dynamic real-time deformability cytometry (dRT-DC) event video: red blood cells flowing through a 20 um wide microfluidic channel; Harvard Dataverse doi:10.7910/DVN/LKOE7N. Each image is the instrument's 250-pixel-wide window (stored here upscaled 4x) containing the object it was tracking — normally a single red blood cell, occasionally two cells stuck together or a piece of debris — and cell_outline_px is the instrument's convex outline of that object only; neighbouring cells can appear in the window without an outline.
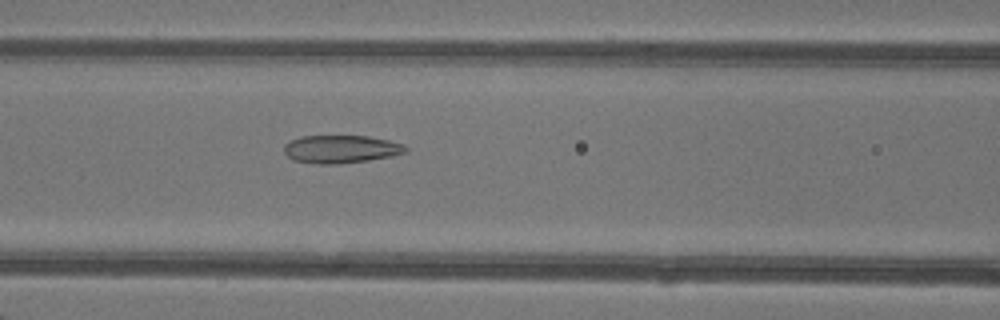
{"species": "common noctule bat (a hibernating species)", "species_latin": "Nyctalus noctula", "temperature_condition": "warm", "stored_images_in_passage": 49, "camera_frame_rate_fps": 3000, "um_per_image_px": 0.085, "animal": {"sex": "female"}, "frame": {"image": 1, "passage_image": 22, "time_ms": 7.0, "image_size_px": [1000, 320], "cell_outline_px": [[408, 152], [368, 160], [340, 164], [316, 164], [292, 160], [284, 152], [284, 144], [300, 136], [368, 136], [388, 140], [404, 144], [408, 148]], "centroid_in_image_um": [28.97, 12.68], "position_along_channel_um": 137.6, "area_um2": 19.83}}
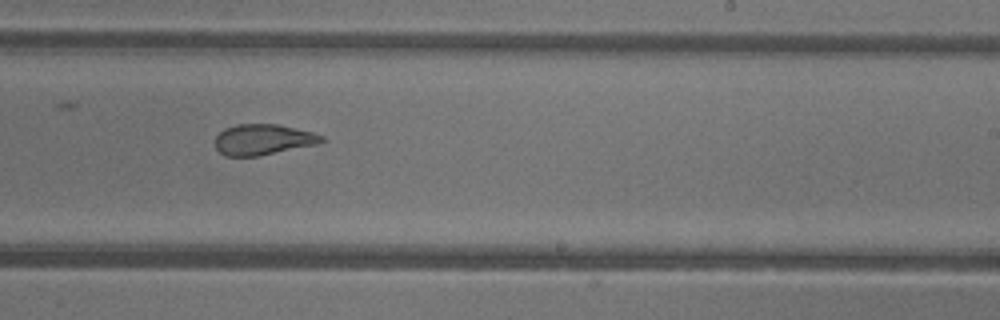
{"frame": {"image": 2, "passage_image": 31, "time_ms": 10.0, "image_size_px": [1000, 320], "cell_outline_px": [[324, 140], [316, 144], [256, 156], [224, 156], [216, 148], [216, 136], [224, 128], [236, 124], [276, 124], [312, 132], [324, 136]], "centroid_in_image_um": [22.32, 11.85], "position_along_channel_um": 266.7, "area_um2": 18.79}}
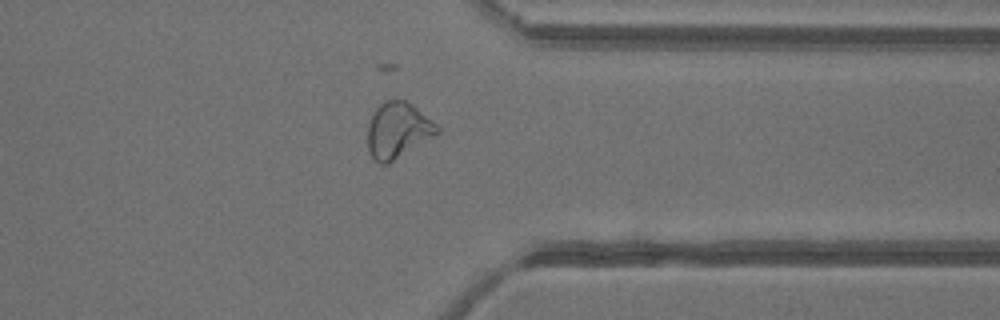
{"frame": {"image": 3, "passage_image": 39, "time_ms": 12.667, "image_size_px": [1000, 320], "cell_outline_px": [[440, 132], [436, 136], [388, 164], [380, 164], [372, 156], [368, 148], [368, 124], [372, 112], [380, 104], [388, 100], [404, 100], [412, 104], [436, 124], [440, 128]], "centroid_in_image_um": [33.83, 11.08], "position_along_channel_um": 377.6, "area_um2": 22.6}, "authors_computed_cell_mechanics": {"area_um2": 23.5824, "velocity_mm_per_s": 4.3188, "shape_relaxation_time_tau1_ms": null, "shape_relaxation_time_tau2_ms": 1.2708, "deformation_change_tau1": null, "deformation_change_tau2": 0.0818}}